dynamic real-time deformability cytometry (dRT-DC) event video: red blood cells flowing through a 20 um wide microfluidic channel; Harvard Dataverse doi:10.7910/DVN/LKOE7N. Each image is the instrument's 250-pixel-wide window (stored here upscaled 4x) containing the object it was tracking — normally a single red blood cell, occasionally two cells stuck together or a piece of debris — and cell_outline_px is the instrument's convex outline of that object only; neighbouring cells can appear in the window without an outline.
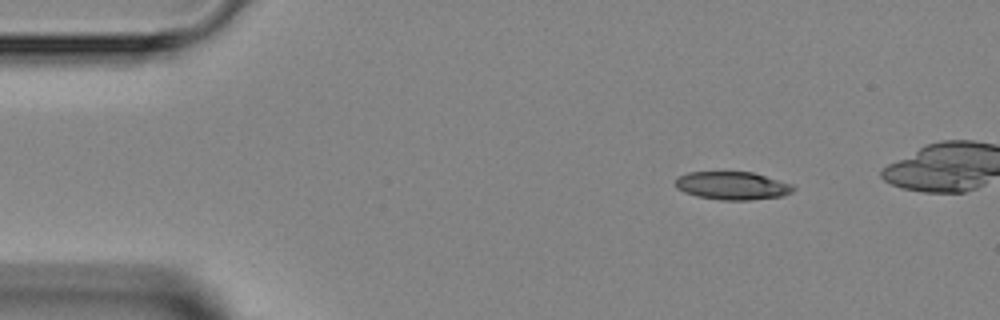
{"species": "Egyptian fruit bat (a non-hibernating species)", "species_latin": "Rousettus aegyptiacus", "temperature_condition": "room temperature", "stored_images_in_passage": 4, "camera_frame_rate_fps": 3000, "um_per_image_px": 0.085, "animal": {"sex": "female"}, "frame": {"image": 1, "passage_image": 1, "time_ms": 0.0, "image_size_px": [1000, 320], "cell_outline_px": [[796, 188], [792, 192], [784, 196], [752, 200], [720, 200], [696, 196], [684, 192], [676, 188], [676, 176], [688, 172], [752, 172], [792, 184]], "centroid_in_image_um": [62.24, 15.79], "position_along_channel_um": 22.8, "area_um2": 19.42}}